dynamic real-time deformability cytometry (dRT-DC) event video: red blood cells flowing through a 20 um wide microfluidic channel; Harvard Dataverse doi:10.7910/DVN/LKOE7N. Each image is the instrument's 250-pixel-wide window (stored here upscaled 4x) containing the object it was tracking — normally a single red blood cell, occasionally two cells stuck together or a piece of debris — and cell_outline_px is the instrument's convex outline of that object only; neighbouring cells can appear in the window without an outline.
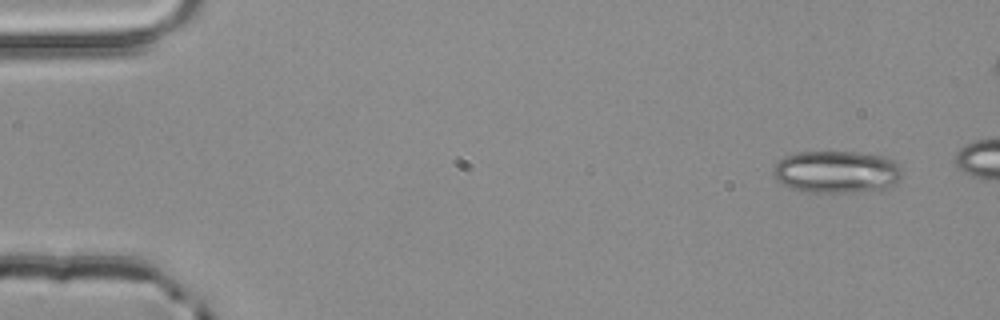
{"species": "common noctule bat (a hibernating species)", "species_latin": "Nyctalus noctula", "temperature_condition": "room temperature", "stored_images_in_passage": 5, "camera_frame_rate_fps": 3000, "um_per_image_px": 0.085, "animal": {"sex": "male", "body_mass_g": 20.4}, "frame": {"image": 1, "passage_image": 1, "time_ms": 0.0, "image_size_px": [1000, 320], "cell_outline_px": [[900, 176], [888, 188], [880, 192], [808, 192], [788, 188], [780, 184], [776, 180], [772, 172], [776, 164], [784, 156], [796, 152], [860, 152], [884, 156], [892, 160], [900, 168]], "centroid_in_image_um": [71.08, 14.63], "position_along_channel_um": 13.9, "area_um2": 32.14}}